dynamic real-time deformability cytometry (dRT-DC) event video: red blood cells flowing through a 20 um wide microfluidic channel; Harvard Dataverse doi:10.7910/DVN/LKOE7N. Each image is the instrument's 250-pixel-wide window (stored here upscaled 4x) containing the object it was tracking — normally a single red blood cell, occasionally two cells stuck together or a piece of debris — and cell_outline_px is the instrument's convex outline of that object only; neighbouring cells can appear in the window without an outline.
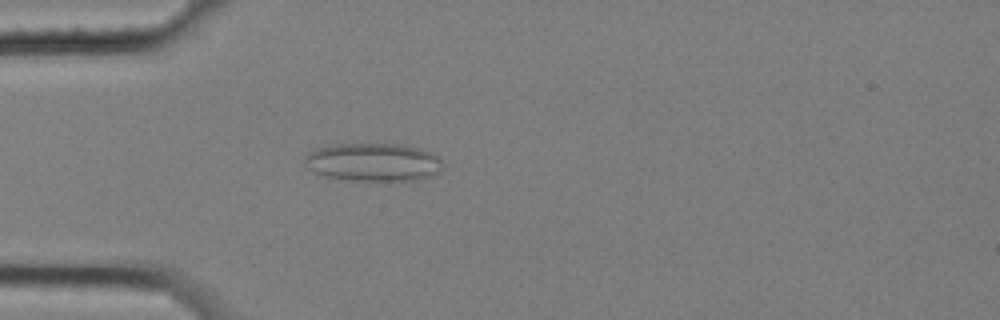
{"species": "common noctule bat (a hibernating species)", "species_latin": "Nyctalus noctula", "temperature_condition": "cold", "stored_images_in_passage": 3, "camera_frame_rate_fps": 3000, "um_per_image_px": 0.085, "animal": {"sex": "female", "body_mass_g": 25.1}, "frame": {"image": 1, "passage_image": 3, "time_ms": 0.667, "image_size_px": [1000, 320], "cell_outline_px": [[444, 164], [440, 172], [432, 176], [416, 180], [344, 180], [324, 176], [312, 172], [304, 164], [304, 156], [320, 148], [336, 144], [400, 144], [420, 148], [432, 152]], "centroid_in_image_um": [31.74, 13.79], "position_along_channel_um": 53.3, "area_um2": 30.81}}